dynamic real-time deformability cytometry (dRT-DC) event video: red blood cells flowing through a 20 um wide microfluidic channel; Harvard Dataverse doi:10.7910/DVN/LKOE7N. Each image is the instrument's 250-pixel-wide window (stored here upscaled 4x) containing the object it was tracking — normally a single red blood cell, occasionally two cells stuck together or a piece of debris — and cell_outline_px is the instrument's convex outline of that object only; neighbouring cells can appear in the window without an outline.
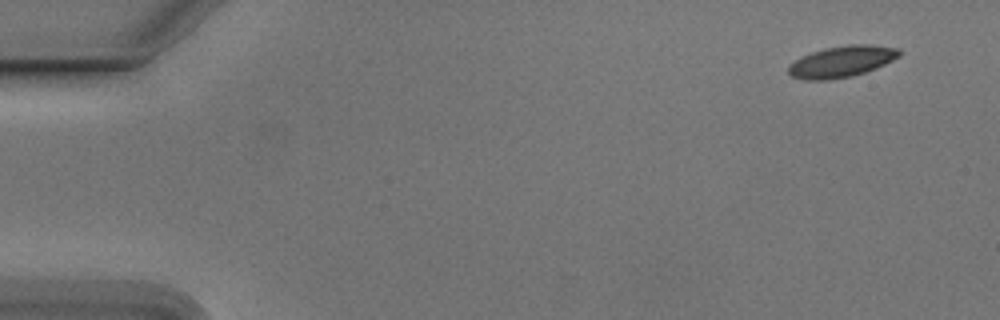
{"species": "Egyptian fruit bat (a non-hibernating species)", "species_latin": "Rousettus aegyptiacus", "temperature_condition": "cold", "stored_images_in_passage": 9, "camera_frame_rate_fps": 3000, "um_per_image_px": 0.085, "animal": {"sex": "male"}, "frame": {"image": 1, "passage_image": 1, "time_ms": 0.0, "image_size_px": [1000, 320], "cell_outline_px": [[900, 56], [876, 68], [852, 76], [828, 80], [804, 80], [792, 76], [788, 72], [788, 68], [800, 56], [824, 48], [848, 44], [868, 44], [900, 48]], "centroid_in_image_um": [71.55, 5.22], "position_along_channel_um": 13.4, "area_um2": 20.17}}